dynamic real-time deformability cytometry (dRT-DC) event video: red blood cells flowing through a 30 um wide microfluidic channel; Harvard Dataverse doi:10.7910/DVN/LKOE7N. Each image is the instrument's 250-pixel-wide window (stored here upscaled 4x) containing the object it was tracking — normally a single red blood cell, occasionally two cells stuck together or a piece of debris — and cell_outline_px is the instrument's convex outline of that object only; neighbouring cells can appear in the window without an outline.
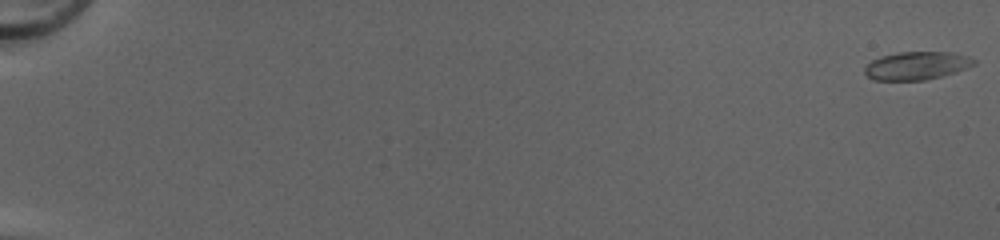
{"species": "common noctule bat (a hibernating species)", "species_latin": "Nyctalus noctula", "temperature_condition": "cold", "stored_images_in_passage": 52, "camera_frame_rate_fps": 3000, "um_per_image_px": 0.085, "animal": {"sex": "female", "body_mass_g": 20.0, "forearm_length_mm": 54.0}, "frame": {"image": 1, "passage_image": 1, "time_ms": 0.0, "image_size_px": [1000, 240], "cell_outline_px": [[976, 64], [968, 68], [956, 72], [924, 80], [872, 80], [864, 72], [864, 68], [872, 60], [880, 56], [900, 52], [952, 52], [968, 56], [976, 60]], "centroid_in_image_um": [77.93, 5.58], "position_along_channel_um": 7.1, "area_um2": 17.92}}
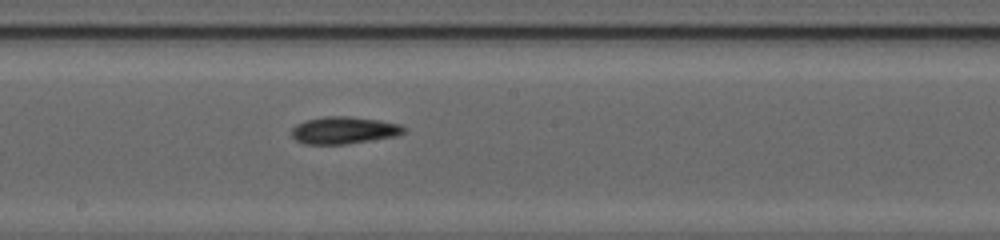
{"frame": {"image": 2, "passage_image": 31, "time_ms": 10.0, "image_size_px": [1000, 240], "cell_outline_px": [[408, 128], [404, 132], [396, 136], [348, 144], [304, 144], [296, 140], [292, 136], [292, 128], [296, 124], [304, 120], [324, 116], [352, 116], [380, 120], [400, 124]], "centroid_in_image_um": [29.24, 11.06], "position_along_channel_um": 219.0, "area_um2": 18.03}}
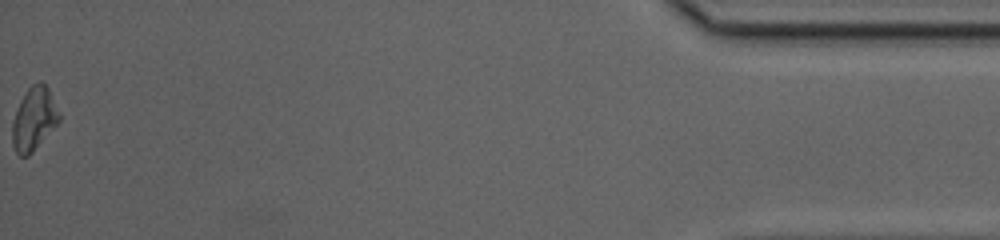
{"frame": {"image": 3, "passage_image": 52, "time_ms": 17.0, "image_size_px": [1000, 240], "cell_outline_px": [[60, 120], [32, 152], [28, 156], [20, 156], [16, 152], [12, 144], [12, 120], [16, 108], [20, 100], [28, 88], [32, 84], [40, 80], [48, 88], [60, 116]], "centroid_in_image_um": [2.85, 10.1], "position_along_channel_um": 432.4, "area_um2": 17.05}, "authors_computed_cell_mechanics": {"area_um2": 17.4267, "velocity_mm_per_s": 4.226, "shape_relaxation_time_tau1_ms": 10.0736, "shape_relaxation_time_tau2_ms": null, "deformation_change_tau1": 0.2086, "deformation_change_tau2": null}}